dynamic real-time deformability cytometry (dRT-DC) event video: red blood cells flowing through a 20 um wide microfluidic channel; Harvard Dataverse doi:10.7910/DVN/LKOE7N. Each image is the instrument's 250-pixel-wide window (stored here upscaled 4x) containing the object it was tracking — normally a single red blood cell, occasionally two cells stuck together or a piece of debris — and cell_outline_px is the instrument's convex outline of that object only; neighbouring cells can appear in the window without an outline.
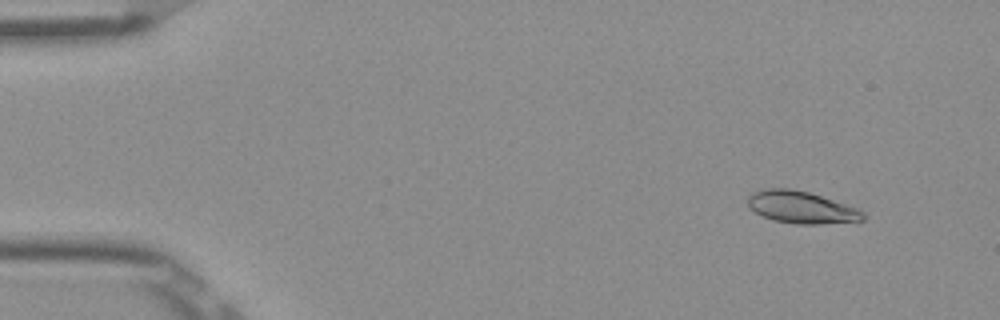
{"species": "Egyptian fruit bat (a non-hibernating species)", "species_latin": "Rousettus aegyptiacus", "temperature_condition": "room temperature", "stored_images_in_passage": 51, "camera_frame_rate_fps": 3000, "um_per_image_px": 0.085, "frame": {"image": 1, "passage_image": 4, "time_ms": 1.0, "image_size_px": [1000, 320], "cell_outline_px": [[868, 216], [864, 220], [820, 224], [796, 224], [772, 220], [748, 208], [748, 196], [752, 192], [764, 188], [788, 188], [808, 192], [856, 208], [864, 212]], "centroid_in_image_um": [68.09, 17.62], "position_along_channel_um": 16.9, "area_um2": 21.5}}
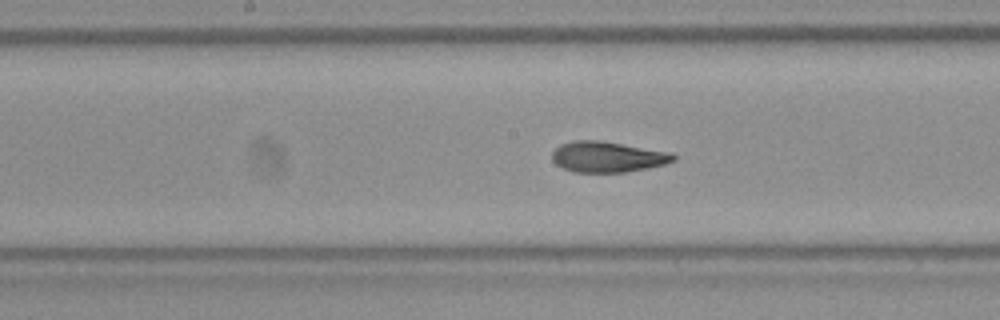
{"frame": {"image": 2, "passage_image": 26, "time_ms": 8.333, "image_size_px": [1000, 320], "cell_outline_px": [[676, 160], [664, 164], [648, 168], [624, 172], [572, 172], [556, 164], [552, 160], [552, 152], [560, 144], [572, 140], [600, 140], [672, 152], [676, 156]], "centroid_in_image_um": [51.64, 13.32], "position_along_channel_um": 196.6, "area_um2": 21.85}}
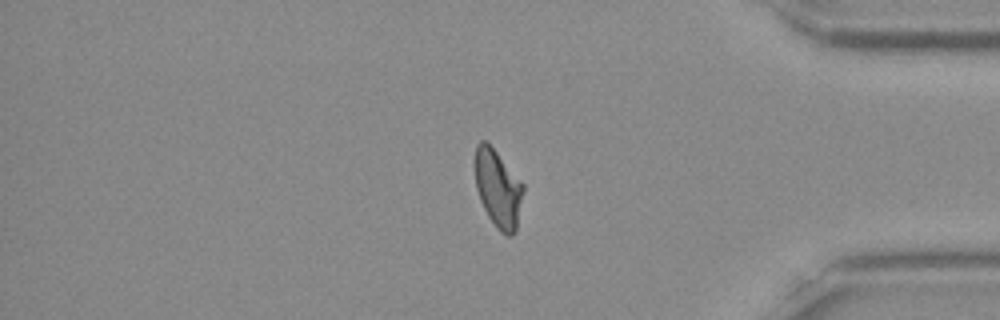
{"frame": {"image": 3, "passage_image": 43, "time_ms": 14.0, "image_size_px": [1000, 320], "cell_outline_px": [[524, 192], [516, 232], [512, 236], [504, 236], [496, 228], [488, 216], [480, 200], [476, 188], [476, 144], [480, 140], [484, 140], [496, 152], [524, 184]], "centroid_in_image_um": [42.36, 16.1], "position_along_channel_um": 392.8, "area_um2": 21.73}, "authors_computed_cell_mechanics": {"area_um2": 21.7328, "velocity_mm_per_s": 3.9005, "shape_relaxation_time_tau1_ms": 8.5005, "shape_relaxation_time_tau2_ms": 1.5388, "deformation_change_tau1": 0.2119, "deformation_change_tau2": 0.0748}}